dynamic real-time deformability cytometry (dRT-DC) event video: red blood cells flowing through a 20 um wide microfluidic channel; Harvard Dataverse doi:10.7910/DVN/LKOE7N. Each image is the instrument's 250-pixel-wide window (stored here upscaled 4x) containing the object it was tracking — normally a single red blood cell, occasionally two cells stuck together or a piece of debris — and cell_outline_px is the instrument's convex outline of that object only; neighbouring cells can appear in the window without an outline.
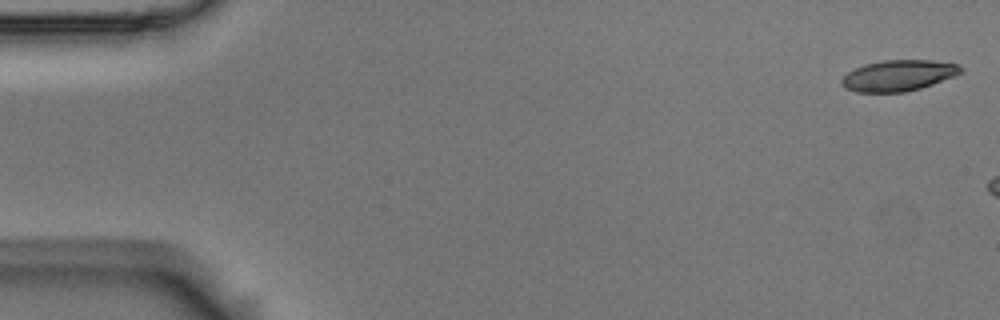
{"species": "Egyptian fruit bat (a non-hibernating species)", "species_latin": "Rousettus aegyptiacus", "temperature_condition": "room temperature", "stored_images_in_passage": 13, "camera_frame_rate_fps": 3000, "um_per_image_px": 0.085, "animal": {"sex": "male"}, "frame": {"image": 1, "passage_image": 1, "time_ms": 0.0, "image_size_px": [1000, 320], "cell_outline_px": [[964, 68], [960, 72], [952, 76], [932, 84], [920, 88], [904, 92], [856, 92], [844, 88], [840, 84], [840, 80], [848, 72], [864, 64], [880, 60], [932, 60], [960, 64]], "centroid_in_image_um": [76.33, 6.41], "position_along_channel_um": 8.7, "area_um2": 21.5}}